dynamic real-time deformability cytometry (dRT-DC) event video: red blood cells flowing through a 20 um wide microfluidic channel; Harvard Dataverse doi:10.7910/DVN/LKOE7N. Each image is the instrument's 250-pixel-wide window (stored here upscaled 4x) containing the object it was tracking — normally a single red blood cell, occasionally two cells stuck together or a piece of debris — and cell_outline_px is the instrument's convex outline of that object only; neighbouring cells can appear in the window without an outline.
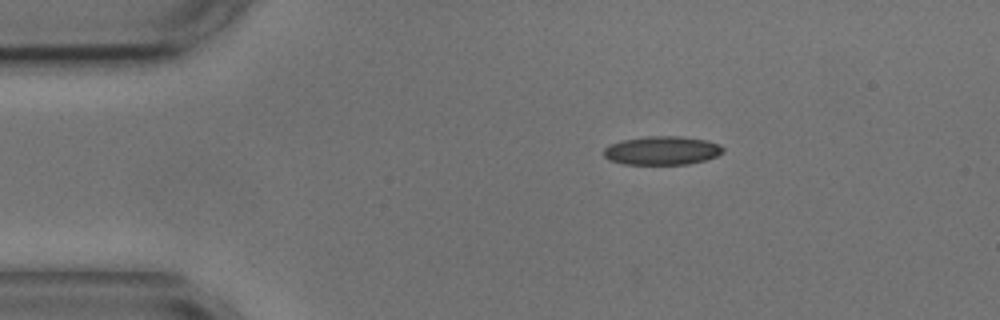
{"species": "common noctule bat (a hibernating species)", "species_latin": "Nyctalus noctula", "temperature_condition": "cold", "stored_images_in_passage": 8, "camera_frame_rate_fps": 3000, "um_per_image_px": 0.085, "animal": {"sex": "male", "body_mass_g": 17.9, "forearm_length_mm": 54.2}, "frame": {"image": 1, "passage_image": 1, "time_ms": 0.0, "image_size_px": [1000, 320], "cell_outline_px": [[724, 152], [708, 160], [688, 164], [624, 164], [608, 160], [604, 156], [604, 148], [608, 144], [624, 140], [648, 136], [680, 136], [708, 140], [720, 144], [724, 148]], "centroid_in_image_um": [56.3, 12.79], "position_along_channel_um": 28.7, "area_um2": 20.11}}
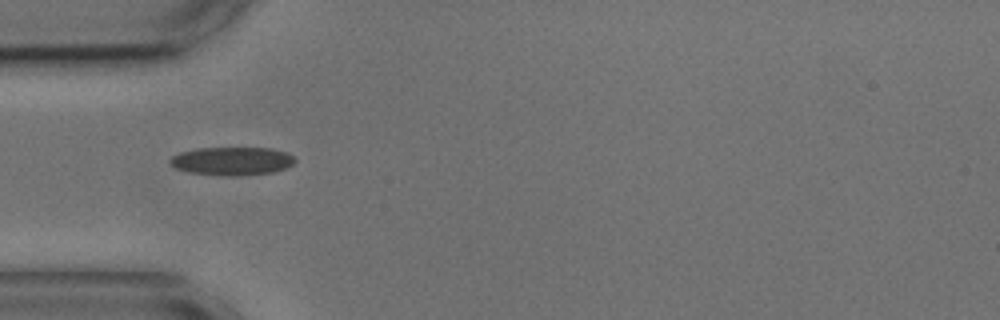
{"frame": {"image": 2, "passage_image": 3, "time_ms": 2.333, "image_size_px": [1000, 320], "cell_outline_px": [[296, 160], [288, 168], [272, 172], [236, 176], [228, 176], [188, 172], [176, 168], [168, 160], [172, 156], [180, 152], [196, 148], [272, 148], [288, 152]], "centroid_in_image_um": [19.74, 13.68], "position_along_channel_um": 65.3, "area_um2": 20.63}}